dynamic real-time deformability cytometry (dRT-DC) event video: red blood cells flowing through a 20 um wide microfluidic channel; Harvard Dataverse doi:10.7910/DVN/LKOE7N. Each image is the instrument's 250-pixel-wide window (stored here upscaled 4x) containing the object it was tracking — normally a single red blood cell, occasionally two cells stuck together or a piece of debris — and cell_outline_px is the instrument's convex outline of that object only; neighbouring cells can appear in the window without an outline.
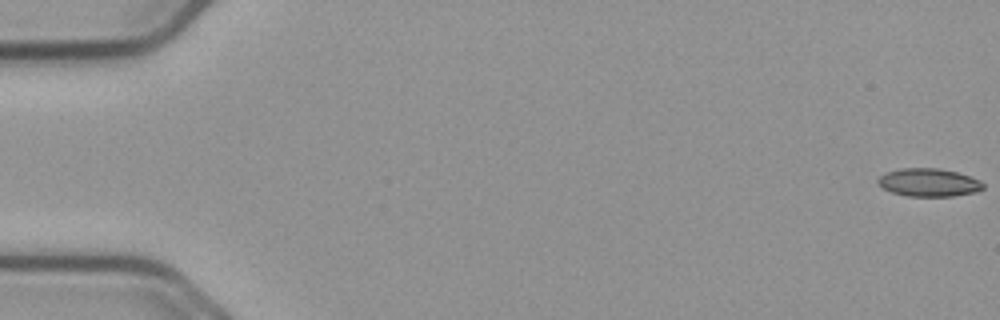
{"species": "common noctule bat (a hibernating species)", "species_latin": "Nyctalus noctula", "temperature_condition": "cold", "stored_images_in_passage": 54, "camera_frame_rate_fps": 3000, "um_per_image_px": 0.085, "animal": {"sex": "male", "body_mass_g": 23.1, "forearm_length_mm": 52.7}, "frame": {"image": 1, "passage_image": 1, "time_ms": 0.0, "image_size_px": [1000, 320], "cell_outline_px": [[984, 188], [976, 192], [952, 196], [908, 196], [892, 192], [884, 188], [876, 180], [884, 172], [900, 168], [940, 168], [956, 172], [980, 180], [984, 184]], "centroid_in_image_um": [78.94, 15.5], "position_along_channel_um": 6.1, "area_um2": 17.17}}
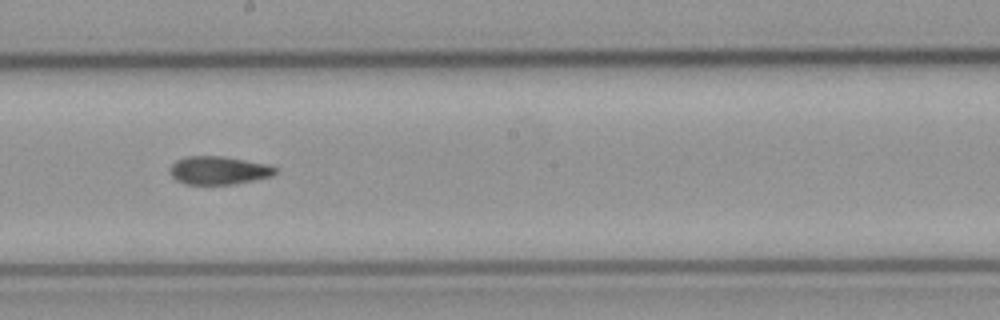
{"frame": {"image": 2, "passage_image": 32, "time_ms": 10.333, "image_size_px": [1000, 320], "cell_outline_px": [[276, 172], [272, 176], [232, 184], [184, 184], [176, 180], [172, 176], [172, 164], [176, 160], [188, 156], [220, 156], [264, 164], [276, 168]], "centroid_in_image_um": [18.55, 14.49], "position_along_channel_um": 229.6, "area_um2": 16.82}}
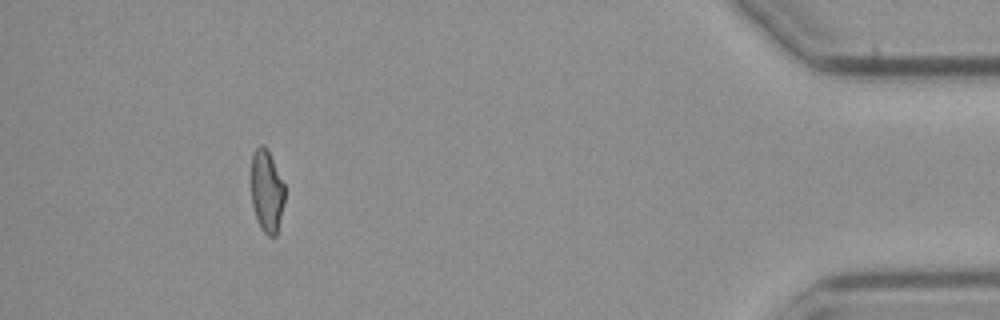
{"frame": {"image": 3, "passage_image": 52, "time_ms": 17.0, "image_size_px": [1000, 320], "cell_outline_px": [[284, 200], [276, 236], [268, 236], [260, 228], [256, 220], [252, 204], [252, 156], [256, 148], [260, 144], [264, 144], [284, 184]], "centroid_in_image_um": [22.66, 16.28], "position_along_channel_um": 412.5, "area_um2": 15.78}, "authors_computed_cell_mechanics": {"area_um2": 17.5134, "velocity_mm_per_s": 3.698, "shape_relaxation_time_tau1_ms": null, "shape_relaxation_time_tau2_ms": 3.4816, "deformation_change_tau1": null, "deformation_change_tau2": 0.0877}}